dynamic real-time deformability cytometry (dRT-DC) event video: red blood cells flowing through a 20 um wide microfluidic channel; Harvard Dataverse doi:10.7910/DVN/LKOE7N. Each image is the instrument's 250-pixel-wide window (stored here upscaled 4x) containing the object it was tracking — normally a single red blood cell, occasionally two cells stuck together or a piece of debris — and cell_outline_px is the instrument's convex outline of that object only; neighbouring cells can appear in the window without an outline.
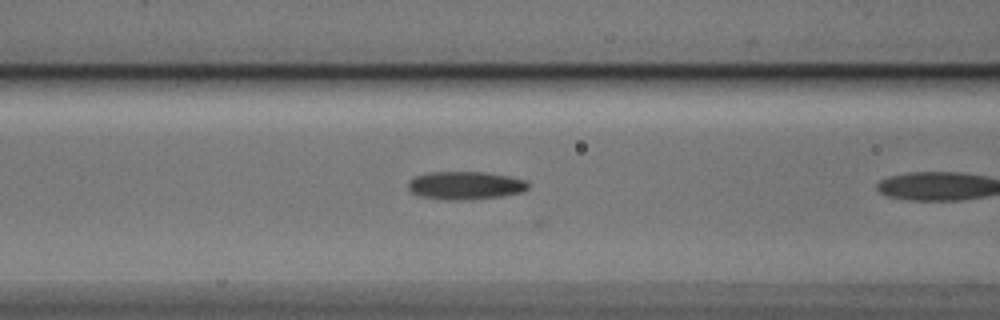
{"species": "Egyptian fruit bat (a non-hibernating species)", "species_latin": "Rousettus aegyptiacus", "temperature_condition": "cold", "stored_images_in_passage": 9, "camera_frame_rate_fps": 3000, "um_per_image_px": 0.085, "animal": {"sex": "male"}, "frame": {"image": 1, "passage_image": 8, "time_ms": 2.333, "image_size_px": [1000, 320], "cell_outline_px": [[528, 188], [524, 192], [500, 196], [468, 200], [448, 200], [420, 196], [412, 192], [408, 188], [408, 180], [416, 176], [428, 172], [484, 172], [508, 176], [524, 180], [528, 184]], "centroid_in_image_um": [39.53, 15.76], "position_along_channel_um": 127.1, "area_um2": 19.59}}